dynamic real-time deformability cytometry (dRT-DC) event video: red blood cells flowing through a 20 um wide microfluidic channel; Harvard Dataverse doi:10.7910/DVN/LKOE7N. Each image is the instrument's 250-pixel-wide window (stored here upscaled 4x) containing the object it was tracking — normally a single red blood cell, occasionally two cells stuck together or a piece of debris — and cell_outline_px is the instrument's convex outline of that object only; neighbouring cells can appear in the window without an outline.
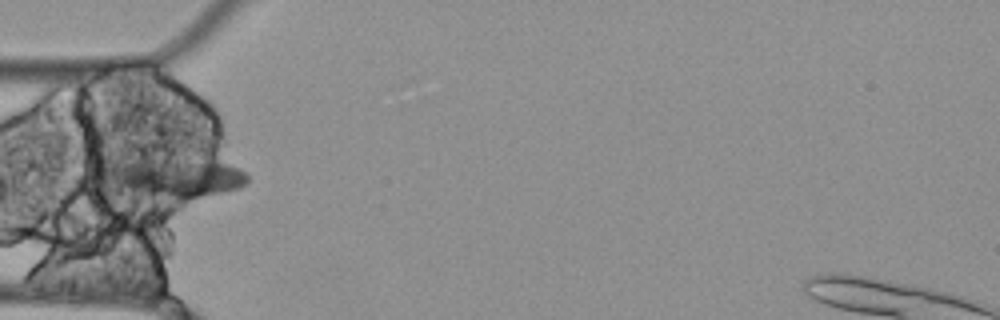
{"species": "Egyptian fruit bat (a non-hibernating species)", "species_latin": "Rousettus aegyptiacus", "temperature_condition": "cold", "stored_images_in_passage": 6, "camera_frame_rate_fps": 3000, "um_per_image_px": 0.085, "animal": {"sex": "female"}, "frame": {"image": 1, "passage_image": 4, "time_ms": 1.0, "image_size_px": [1000, 320], "cell_outline_px": [[248, 180], [240, 188], [224, 192], [184, 200], [176, 200], [108, 188], [108, 168], [112, 164], [136, 160], [148, 160], [228, 164], [240, 168], [248, 176]], "centroid_in_image_um": [14.88, 15.18], "position_along_channel_um": 70.1, "area_um2": 31.39}}
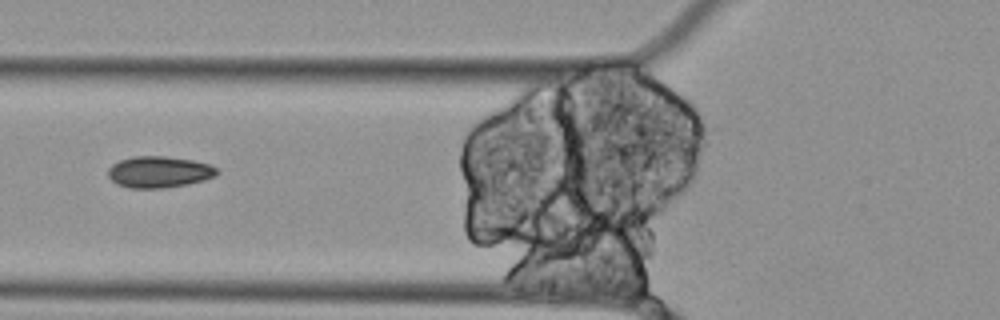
{"frame": {"image": 2, "passage_image": 5, "time_ms": 1.333, "image_size_px": [1000, 320], "cell_outline_px": [[220, 172], [216, 176], [204, 180], [188, 184], [164, 188], [128, 188], [116, 184], [108, 176], [108, 168], [112, 164], [120, 160], [132, 156], [164, 156], [192, 160], [212, 164]], "centroid_in_image_um": [13.53, 14.62], "position_along_channel_um": 112.3, "area_um2": 20.17}}
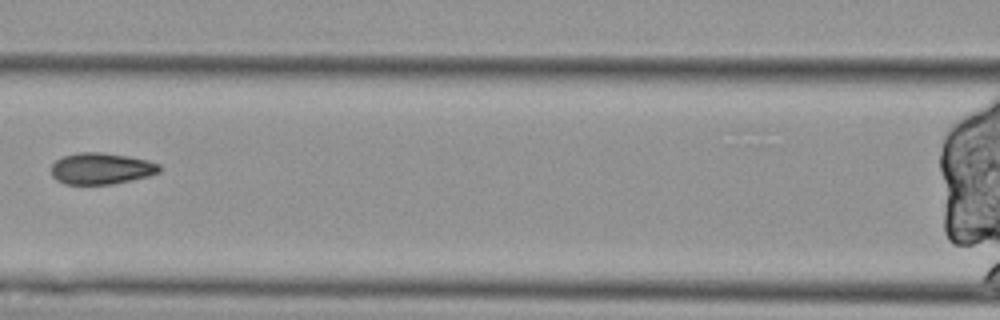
{"frame": {"image": 3, "passage_image": 6, "time_ms": 1.667, "image_size_px": [1000, 320], "cell_outline_px": [[160, 172], [148, 176], [112, 184], [64, 184], [56, 180], [52, 176], [52, 164], [56, 160], [64, 156], [80, 152], [100, 152], [128, 156], [148, 160], [160, 164]], "centroid_in_image_um": [8.6, 14.32], "position_along_channel_um": 158.0, "area_um2": 19.77}}